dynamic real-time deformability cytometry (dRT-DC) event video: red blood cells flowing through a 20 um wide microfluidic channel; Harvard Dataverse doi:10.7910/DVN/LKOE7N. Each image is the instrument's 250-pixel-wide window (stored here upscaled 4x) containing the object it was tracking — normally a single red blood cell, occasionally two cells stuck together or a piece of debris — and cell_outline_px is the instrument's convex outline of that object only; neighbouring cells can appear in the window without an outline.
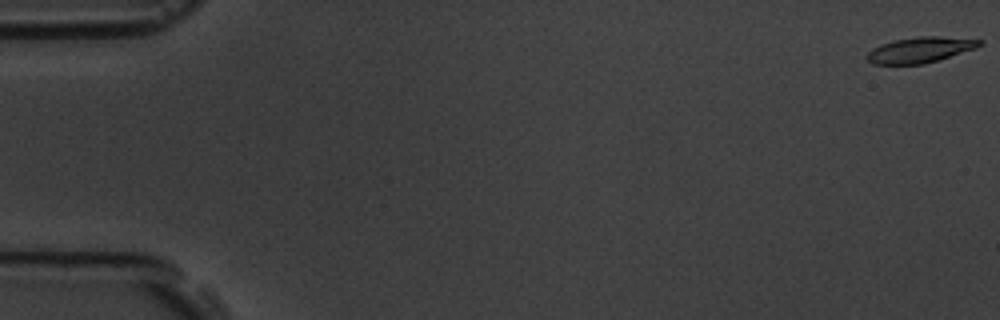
{"species": "common noctule bat (a hibernating species)", "species_latin": "Nyctalus noctula", "temperature_condition": "room temperature", "stored_images_in_passage": 8, "camera_frame_rate_fps": 3000, "um_per_image_px": 0.085, "animal": {"sex": "male", "body_mass_g": 19.5, "forearm_length_mm": 54.6}, "frame": {"image": 1, "passage_image": 1, "time_ms": 0.0, "image_size_px": [1000, 320], "cell_outline_px": [[984, 44], [976, 48], [924, 64], [872, 64], [864, 56], [872, 48], [880, 44], [892, 40], [920, 36], [936, 36], [984, 40]], "centroid_in_image_um": [78.18, 4.23], "position_along_channel_um": 6.8, "area_um2": 16.88}}
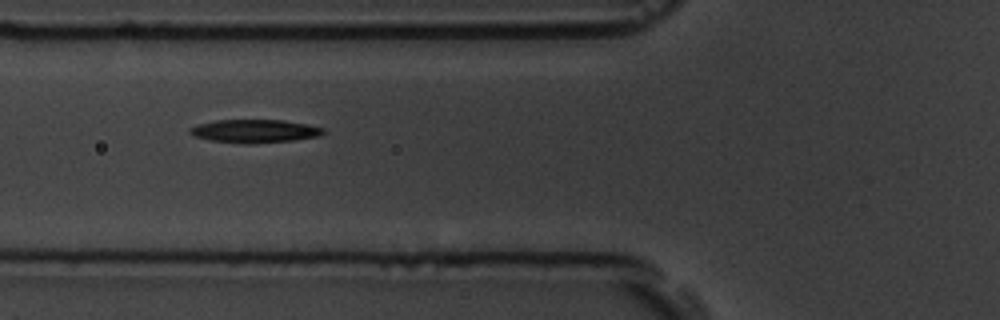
{"frame": {"image": 2, "passage_image": 7, "time_ms": 7.0, "image_size_px": [1000, 320], "cell_outline_px": [[324, 132], [320, 136], [292, 140], [248, 144], [244, 144], [208, 140], [192, 136], [188, 132], [188, 128], [200, 124], [216, 120], [284, 120], [324, 128]], "centroid_in_image_um": [21.59, 11.15], "position_along_channel_um": 104.2, "area_um2": 18.03}}
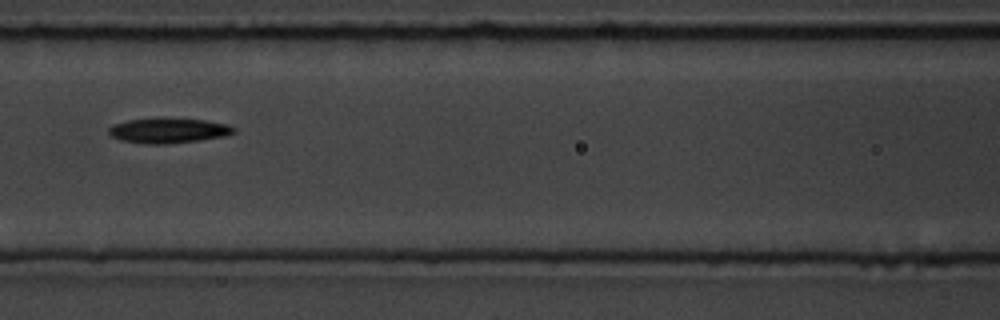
{"frame": {"image": 3, "passage_image": 8, "time_ms": 8.333, "image_size_px": [1000, 320], "cell_outline_px": [[236, 132], [228, 136], [200, 140], [164, 144], [144, 144], [120, 140], [112, 136], [108, 132], [108, 128], [112, 124], [128, 120], [156, 116], [164, 116], [204, 120], [228, 124], [236, 128]], "centroid_in_image_um": [14.32, 11.06], "position_along_channel_um": 152.3, "area_um2": 19.02}}